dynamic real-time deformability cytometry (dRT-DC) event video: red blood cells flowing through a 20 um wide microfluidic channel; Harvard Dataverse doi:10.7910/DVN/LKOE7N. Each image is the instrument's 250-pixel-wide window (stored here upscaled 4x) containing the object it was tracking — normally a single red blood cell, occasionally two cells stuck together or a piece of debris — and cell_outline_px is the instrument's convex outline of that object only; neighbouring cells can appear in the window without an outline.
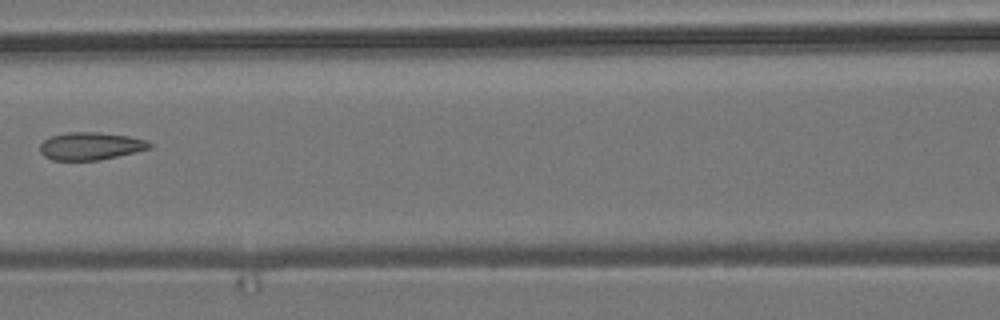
{"species": "common noctule bat (a hibernating species)", "species_latin": "Nyctalus noctula", "temperature_condition": "room temperature", "stored_images_in_passage": 7, "camera_frame_rate_fps": 3000, "um_per_image_px": 0.085, "animal": {"sex": "male", "body_mass_g": 19.2, "forearm_length_mm": 51.8}, "frame": {"image": 1, "passage_image": 6, "time_ms": 1.667, "image_size_px": [1000, 320], "cell_outline_px": [[152, 148], [136, 152], [100, 160], [52, 160], [44, 156], [40, 152], [40, 144], [44, 140], [52, 136], [68, 132], [100, 132], [128, 136], [148, 140], [152, 144]], "centroid_in_image_um": [7.72, 12.41], "position_along_channel_um": 158.9, "area_um2": 17.74}}
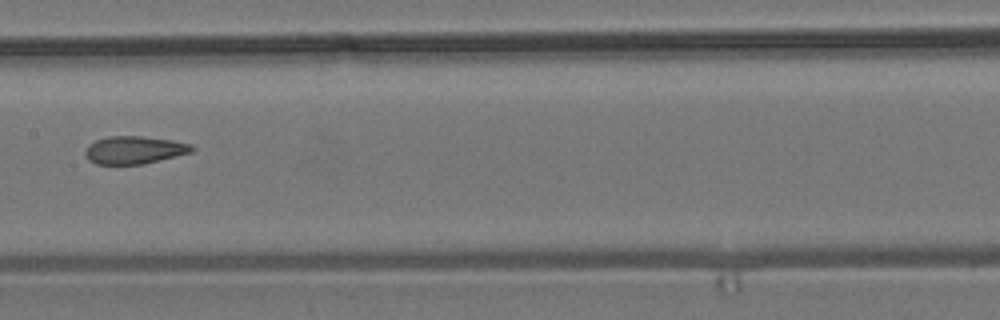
{"frame": {"image": 2, "passage_image": 7, "time_ms": 2.0, "image_size_px": [1000, 320], "cell_outline_px": [[196, 148], [192, 152], [144, 164], [96, 164], [88, 160], [84, 152], [88, 144], [96, 140], [108, 136], [140, 136], [172, 140], [192, 144]], "centroid_in_image_um": [11.42, 12.75], "position_along_channel_um": 196.0, "area_um2": 17.34}}